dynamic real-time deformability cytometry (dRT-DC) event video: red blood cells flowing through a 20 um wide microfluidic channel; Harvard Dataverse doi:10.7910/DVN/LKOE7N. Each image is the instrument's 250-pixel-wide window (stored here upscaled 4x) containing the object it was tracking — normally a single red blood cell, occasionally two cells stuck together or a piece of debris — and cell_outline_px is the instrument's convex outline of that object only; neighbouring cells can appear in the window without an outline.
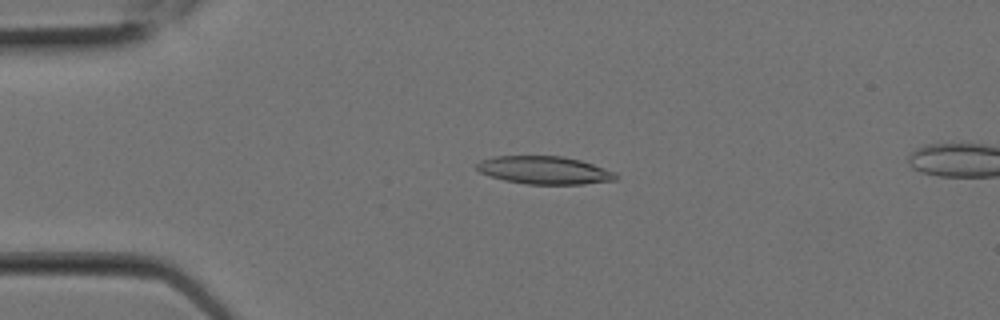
{"species": "Egyptian fruit bat (a non-hibernating species)", "species_latin": "Rousettus aegyptiacus", "temperature_condition": "room temperature", "stored_images_in_passage": 6, "camera_frame_rate_fps": 3000, "um_per_image_px": 0.085, "animal": {"sex": "female"}, "frame": {"image": 1, "passage_image": 3, "time_ms": 0.667, "image_size_px": [1000, 320], "cell_outline_px": [[616, 180], [584, 184], [528, 184], [504, 180], [480, 172], [476, 168], [476, 164], [480, 160], [492, 156], [560, 156], [580, 160], [616, 172]], "centroid_in_image_um": [46.26, 14.46], "position_along_channel_um": 38.7, "area_um2": 22.48}}
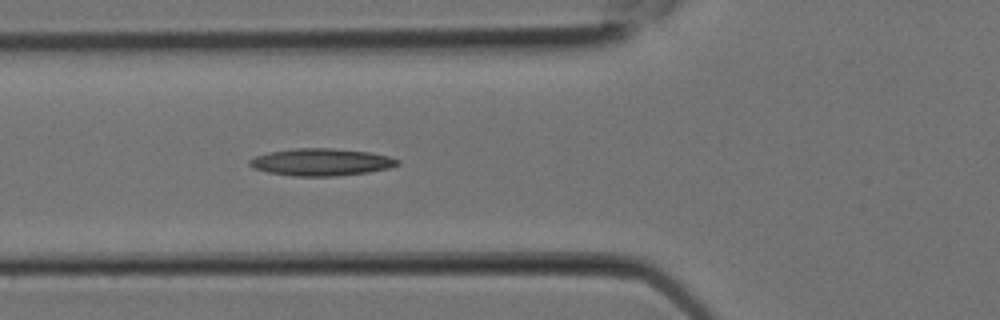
{"frame": {"image": 2, "passage_image": 6, "time_ms": 1.667, "image_size_px": [1000, 320], "cell_outline_px": [[400, 164], [388, 168], [368, 172], [336, 176], [292, 176], [268, 172], [252, 168], [248, 164], [248, 160], [256, 156], [272, 152], [292, 148], [332, 148], [368, 152], [388, 156], [400, 160]], "centroid_in_image_um": [27.29, 13.78], "position_along_channel_um": 98.5, "area_um2": 23.41}}